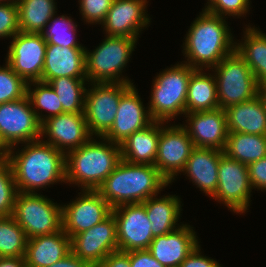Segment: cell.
I'll list each match as a JSON object with an SVG mask.
<instances>
[{"label":"cell","mask_w":266,"mask_h":267,"mask_svg":"<svg viewBox=\"0 0 266 267\" xmlns=\"http://www.w3.org/2000/svg\"><path fill=\"white\" fill-rule=\"evenodd\" d=\"M112 213L116 221L118 250L149 249L154 237L142 203L121 205L113 208Z\"/></svg>","instance_id":"cell-15"},{"label":"cell","mask_w":266,"mask_h":267,"mask_svg":"<svg viewBox=\"0 0 266 267\" xmlns=\"http://www.w3.org/2000/svg\"><path fill=\"white\" fill-rule=\"evenodd\" d=\"M131 267H165L160 264L148 249L130 251Z\"/></svg>","instance_id":"cell-43"},{"label":"cell","mask_w":266,"mask_h":267,"mask_svg":"<svg viewBox=\"0 0 266 267\" xmlns=\"http://www.w3.org/2000/svg\"><path fill=\"white\" fill-rule=\"evenodd\" d=\"M244 30L241 41L235 40V50L250 67L258 84L261 85L266 83V33L249 24Z\"/></svg>","instance_id":"cell-28"},{"label":"cell","mask_w":266,"mask_h":267,"mask_svg":"<svg viewBox=\"0 0 266 267\" xmlns=\"http://www.w3.org/2000/svg\"><path fill=\"white\" fill-rule=\"evenodd\" d=\"M161 121L134 132L120 143L122 160L132 164L154 165L160 138Z\"/></svg>","instance_id":"cell-25"},{"label":"cell","mask_w":266,"mask_h":267,"mask_svg":"<svg viewBox=\"0 0 266 267\" xmlns=\"http://www.w3.org/2000/svg\"><path fill=\"white\" fill-rule=\"evenodd\" d=\"M89 85L85 93L84 116L90 134L99 139L112 127L119 100L133 84L105 82Z\"/></svg>","instance_id":"cell-9"},{"label":"cell","mask_w":266,"mask_h":267,"mask_svg":"<svg viewBox=\"0 0 266 267\" xmlns=\"http://www.w3.org/2000/svg\"><path fill=\"white\" fill-rule=\"evenodd\" d=\"M20 31L16 2L0 4V38H12Z\"/></svg>","instance_id":"cell-39"},{"label":"cell","mask_w":266,"mask_h":267,"mask_svg":"<svg viewBox=\"0 0 266 267\" xmlns=\"http://www.w3.org/2000/svg\"><path fill=\"white\" fill-rule=\"evenodd\" d=\"M92 137L84 113L64 112L41 123L40 139L65 155L79 148ZM43 138H47V140Z\"/></svg>","instance_id":"cell-17"},{"label":"cell","mask_w":266,"mask_h":267,"mask_svg":"<svg viewBox=\"0 0 266 267\" xmlns=\"http://www.w3.org/2000/svg\"><path fill=\"white\" fill-rule=\"evenodd\" d=\"M48 267H93L88 262L78 258L72 252L67 254L61 260L55 262L51 266Z\"/></svg>","instance_id":"cell-45"},{"label":"cell","mask_w":266,"mask_h":267,"mask_svg":"<svg viewBox=\"0 0 266 267\" xmlns=\"http://www.w3.org/2000/svg\"><path fill=\"white\" fill-rule=\"evenodd\" d=\"M27 84L7 63L4 66H0V104L25 97Z\"/></svg>","instance_id":"cell-37"},{"label":"cell","mask_w":266,"mask_h":267,"mask_svg":"<svg viewBox=\"0 0 266 267\" xmlns=\"http://www.w3.org/2000/svg\"><path fill=\"white\" fill-rule=\"evenodd\" d=\"M17 0H0V4L9 3V2H16Z\"/></svg>","instance_id":"cell-50"},{"label":"cell","mask_w":266,"mask_h":267,"mask_svg":"<svg viewBox=\"0 0 266 267\" xmlns=\"http://www.w3.org/2000/svg\"><path fill=\"white\" fill-rule=\"evenodd\" d=\"M147 0H113L107 16L101 23L104 34L138 39L139 33L148 27L151 18L147 14Z\"/></svg>","instance_id":"cell-18"},{"label":"cell","mask_w":266,"mask_h":267,"mask_svg":"<svg viewBox=\"0 0 266 267\" xmlns=\"http://www.w3.org/2000/svg\"><path fill=\"white\" fill-rule=\"evenodd\" d=\"M17 194L12 166L5 157L0 158V217L12 216Z\"/></svg>","instance_id":"cell-36"},{"label":"cell","mask_w":266,"mask_h":267,"mask_svg":"<svg viewBox=\"0 0 266 267\" xmlns=\"http://www.w3.org/2000/svg\"><path fill=\"white\" fill-rule=\"evenodd\" d=\"M147 109L135 85H132L121 96L114 123L103 138L120 144L134 132L147 127L154 121Z\"/></svg>","instance_id":"cell-20"},{"label":"cell","mask_w":266,"mask_h":267,"mask_svg":"<svg viewBox=\"0 0 266 267\" xmlns=\"http://www.w3.org/2000/svg\"><path fill=\"white\" fill-rule=\"evenodd\" d=\"M71 252V238L61 229L50 235L28 239L25 260L27 267H48Z\"/></svg>","instance_id":"cell-24"},{"label":"cell","mask_w":266,"mask_h":267,"mask_svg":"<svg viewBox=\"0 0 266 267\" xmlns=\"http://www.w3.org/2000/svg\"><path fill=\"white\" fill-rule=\"evenodd\" d=\"M161 121L160 138L154 166L171 184L184 170L194 144L181 124L164 125ZM170 126V127H169Z\"/></svg>","instance_id":"cell-12"},{"label":"cell","mask_w":266,"mask_h":267,"mask_svg":"<svg viewBox=\"0 0 266 267\" xmlns=\"http://www.w3.org/2000/svg\"><path fill=\"white\" fill-rule=\"evenodd\" d=\"M20 32L41 34L57 14L55 0H17Z\"/></svg>","instance_id":"cell-30"},{"label":"cell","mask_w":266,"mask_h":267,"mask_svg":"<svg viewBox=\"0 0 266 267\" xmlns=\"http://www.w3.org/2000/svg\"><path fill=\"white\" fill-rule=\"evenodd\" d=\"M65 157L66 183L81 190H97L122 160L120 144L103 137L99 141L92 137Z\"/></svg>","instance_id":"cell-4"},{"label":"cell","mask_w":266,"mask_h":267,"mask_svg":"<svg viewBox=\"0 0 266 267\" xmlns=\"http://www.w3.org/2000/svg\"><path fill=\"white\" fill-rule=\"evenodd\" d=\"M0 267H27L25 257H0Z\"/></svg>","instance_id":"cell-46"},{"label":"cell","mask_w":266,"mask_h":267,"mask_svg":"<svg viewBox=\"0 0 266 267\" xmlns=\"http://www.w3.org/2000/svg\"><path fill=\"white\" fill-rule=\"evenodd\" d=\"M12 217L28 239L54 234L62 229V204L40 193L18 192Z\"/></svg>","instance_id":"cell-8"},{"label":"cell","mask_w":266,"mask_h":267,"mask_svg":"<svg viewBox=\"0 0 266 267\" xmlns=\"http://www.w3.org/2000/svg\"><path fill=\"white\" fill-rule=\"evenodd\" d=\"M56 14L50 19L41 33L47 44L60 45L61 47H83L77 40V24L71 16ZM48 27V28H47Z\"/></svg>","instance_id":"cell-35"},{"label":"cell","mask_w":266,"mask_h":267,"mask_svg":"<svg viewBox=\"0 0 266 267\" xmlns=\"http://www.w3.org/2000/svg\"><path fill=\"white\" fill-rule=\"evenodd\" d=\"M170 183L154 165L132 164L121 160L97 189L111 208L145 202L161 193Z\"/></svg>","instance_id":"cell-3"},{"label":"cell","mask_w":266,"mask_h":267,"mask_svg":"<svg viewBox=\"0 0 266 267\" xmlns=\"http://www.w3.org/2000/svg\"><path fill=\"white\" fill-rule=\"evenodd\" d=\"M82 20L86 24H101L108 14L113 0H78Z\"/></svg>","instance_id":"cell-38"},{"label":"cell","mask_w":266,"mask_h":267,"mask_svg":"<svg viewBox=\"0 0 266 267\" xmlns=\"http://www.w3.org/2000/svg\"><path fill=\"white\" fill-rule=\"evenodd\" d=\"M48 84L54 89L62 104L63 113H84L87 78L66 76L52 79Z\"/></svg>","instance_id":"cell-32"},{"label":"cell","mask_w":266,"mask_h":267,"mask_svg":"<svg viewBox=\"0 0 266 267\" xmlns=\"http://www.w3.org/2000/svg\"><path fill=\"white\" fill-rule=\"evenodd\" d=\"M117 250V230L113 213L97 225L71 238V252L93 267H97L108 254Z\"/></svg>","instance_id":"cell-16"},{"label":"cell","mask_w":266,"mask_h":267,"mask_svg":"<svg viewBox=\"0 0 266 267\" xmlns=\"http://www.w3.org/2000/svg\"><path fill=\"white\" fill-rule=\"evenodd\" d=\"M28 238L12 216L0 217V257H25Z\"/></svg>","instance_id":"cell-34"},{"label":"cell","mask_w":266,"mask_h":267,"mask_svg":"<svg viewBox=\"0 0 266 267\" xmlns=\"http://www.w3.org/2000/svg\"><path fill=\"white\" fill-rule=\"evenodd\" d=\"M226 18L202 9L183 41V56L194 69L210 70L235 50L234 37Z\"/></svg>","instance_id":"cell-2"},{"label":"cell","mask_w":266,"mask_h":267,"mask_svg":"<svg viewBox=\"0 0 266 267\" xmlns=\"http://www.w3.org/2000/svg\"><path fill=\"white\" fill-rule=\"evenodd\" d=\"M258 97L262 101V104L264 106V110L266 111V83L259 85Z\"/></svg>","instance_id":"cell-47"},{"label":"cell","mask_w":266,"mask_h":267,"mask_svg":"<svg viewBox=\"0 0 266 267\" xmlns=\"http://www.w3.org/2000/svg\"><path fill=\"white\" fill-rule=\"evenodd\" d=\"M208 2L206 3V5L204 6L205 8H203V10H205L206 8H208L215 0H207Z\"/></svg>","instance_id":"cell-49"},{"label":"cell","mask_w":266,"mask_h":267,"mask_svg":"<svg viewBox=\"0 0 266 267\" xmlns=\"http://www.w3.org/2000/svg\"><path fill=\"white\" fill-rule=\"evenodd\" d=\"M93 51L86 48V77L89 83H130L131 79L121 75L132 52L137 48L136 38L108 36ZM124 77V78H123Z\"/></svg>","instance_id":"cell-6"},{"label":"cell","mask_w":266,"mask_h":267,"mask_svg":"<svg viewBox=\"0 0 266 267\" xmlns=\"http://www.w3.org/2000/svg\"><path fill=\"white\" fill-rule=\"evenodd\" d=\"M157 197L155 195L142 202L151 222L153 237L171 233L183 225L178 224L183 210L181 198L173 194Z\"/></svg>","instance_id":"cell-27"},{"label":"cell","mask_w":266,"mask_h":267,"mask_svg":"<svg viewBox=\"0 0 266 267\" xmlns=\"http://www.w3.org/2000/svg\"><path fill=\"white\" fill-rule=\"evenodd\" d=\"M78 196L62 205V229L72 238L106 219L112 208L97 190H80Z\"/></svg>","instance_id":"cell-14"},{"label":"cell","mask_w":266,"mask_h":267,"mask_svg":"<svg viewBox=\"0 0 266 267\" xmlns=\"http://www.w3.org/2000/svg\"><path fill=\"white\" fill-rule=\"evenodd\" d=\"M198 240L193 227L185 223L171 233L154 237L148 250L163 266H180L199 245Z\"/></svg>","instance_id":"cell-21"},{"label":"cell","mask_w":266,"mask_h":267,"mask_svg":"<svg viewBox=\"0 0 266 267\" xmlns=\"http://www.w3.org/2000/svg\"><path fill=\"white\" fill-rule=\"evenodd\" d=\"M12 38L5 63L27 83L42 81L47 46L42 34L19 31Z\"/></svg>","instance_id":"cell-13"},{"label":"cell","mask_w":266,"mask_h":267,"mask_svg":"<svg viewBox=\"0 0 266 267\" xmlns=\"http://www.w3.org/2000/svg\"><path fill=\"white\" fill-rule=\"evenodd\" d=\"M250 0H215L205 10L213 15L221 16L223 18L244 17L249 11Z\"/></svg>","instance_id":"cell-40"},{"label":"cell","mask_w":266,"mask_h":267,"mask_svg":"<svg viewBox=\"0 0 266 267\" xmlns=\"http://www.w3.org/2000/svg\"><path fill=\"white\" fill-rule=\"evenodd\" d=\"M86 47H61L47 44L42 82L57 77L87 78L85 64Z\"/></svg>","instance_id":"cell-22"},{"label":"cell","mask_w":266,"mask_h":267,"mask_svg":"<svg viewBox=\"0 0 266 267\" xmlns=\"http://www.w3.org/2000/svg\"><path fill=\"white\" fill-rule=\"evenodd\" d=\"M252 189L266 191V157L248 165Z\"/></svg>","instance_id":"cell-41"},{"label":"cell","mask_w":266,"mask_h":267,"mask_svg":"<svg viewBox=\"0 0 266 267\" xmlns=\"http://www.w3.org/2000/svg\"><path fill=\"white\" fill-rule=\"evenodd\" d=\"M186 125L182 126L193 141L194 147L224 151L228 127L224 109L185 113Z\"/></svg>","instance_id":"cell-19"},{"label":"cell","mask_w":266,"mask_h":267,"mask_svg":"<svg viewBox=\"0 0 266 267\" xmlns=\"http://www.w3.org/2000/svg\"><path fill=\"white\" fill-rule=\"evenodd\" d=\"M97 267H131L130 251H114L108 254Z\"/></svg>","instance_id":"cell-44"},{"label":"cell","mask_w":266,"mask_h":267,"mask_svg":"<svg viewBox=\"0 0 266 267\" xmlns=\"http://www.w3.org/2000/svg\"><path fill=\"white\" fill-rule=\"evenodd\" d=\"M26 95L40 123L63 113L58 95L48 83L42 81L28 82ZM43 110L46 112L48 110L47 115L42 114Z\"/></svg>","instance_id":"cell-33"},{"label":"cell","mask_w":266,"mask_h":267,"mask_svg":"<svg viewBox=\"0 0 266 267\" xmlns=\"http://www.w3.org/2000/svg\"><path fill=\"white\" fill-rule=\"evenodd\" d=\"M224 153L236 161L249 165L266 157V136L228 133Z\"/></svg>","instance_id":"cell-31"},{"label":"cell","mask_w":266,"mask_h":267,"mask_svg":"<svg viewBox=\"0 0 266 267\" xmlns=\"http://www.w3.org/2000/svg\"><path fill=\"white\" fill-rule=\"evenodd\" d=\"M252 190L248 165L224 153L219 160L217 190L211 198L241 215L248 212Z\"/></svg>","instance_id":"cell-10"},{"label":"cell","mask_w":266,"mask_h":267,"mask_svg":"<svg viewBox=\"0 0 266 267\" xmlns=\"http://www.w3.org/2000/svg\"><path fill=\"white\" fill-rule=\"evenodd\" d=\"M214 72L219 108L249 101L258 96L259 84L250 67L234 50L211 70Z\"/></svg>","instance_id":"cell-7"},{"label":"cell","mask_w":266,"mask_h":267,"mask_svg":"<svg viewBox=\"0 0 266 267\" xmlns=\"http://www.w3.org/2000/svg\"><path fill=\"white\" fill-rule=\"evenodd\" d=\"M223 154L224 151L218 149L194 147L182 171L210 198L217 190L219 160Z\"/></svg>","instance_id":"cell-23"},{"label":"cell","mask_w":266,"mask_h":267,"mask_svg":"<svg viewBox=\"0 0 266 267\" xmlns=\"http://www.w3.org/2000/svg\"><path fill=\"white\" fill-rule=\"evenodd\" d=\"M196 69L190 76L186 98V113L219 108L214 74Z\"/></svg>","instance_id":"cell-29"},{"label":"cell","mask_w":266,"mask_h":267,"mask_svg":"<svg viewBox=\"0 0 266 267\" xmlns=\"http://www.w3.org/2000/svg\"><path fill=\"white\" fill-rule=\"evenodd\" d=\"M181 267H222L217 261L201 254L200 244L181 263Z\"/></svg>","instance_id":"cell-42"},{"label":"cell","mask_w":266,"mask_h":267,"mask_svg":"<svg viewBox=\"0 0 266 267\" xmlns=\"http://www.w3.org/2000/svg\"><path fill=\"white\" fill-rule=\"evenodd\" d=\"M23 145L21 150L15 146L9 148L5 156L12 166L18 192L37 193L58 182L66 183L63 152L41 139Z\"/></svg>","instance_id":"cell-1"},{"label":"cell","mask_w":266,"mask_h":267,"mask_svg":"<svg viewBox=\"0 0 266 267\" xmlns=\"http://www.w3.org/2000/svg\"><path fill=\"white\" fill-rule=\"evenodd\" d=\"M41 123L27 95L0 104V144L8 150L18 144L39 140Z\"/></svg>","instance_id":"cell-11"},{"label":"cell","mask_w":266,"mask_h":267,"mask_svg":"<svg viewBox=\"0 0 266 267\" xmlns=\"http://www.w3.org/2000/svg\"><path fill=\"white\" fill-rule=\"evenodd\" d=\"M196 69L178 63L164 69L154 77L148 110L154 121L168 124L186 113V98L191 74Z\"/></svg>","instance_id":"cell-5"},{"label":"cell","mask_w":266,"mask_h":267,"mask_svg":"<svg viewBox=\"0 0 266 267\" xmlns=\"http://www.w3.org/2000/svg\"><path fill=\"white\" fill-rule=\"evenodd\" d=\"M229 133L266 136V111L258 96L225 109Z\"/></svg>","instance_id":"cell-26"},{"label":"cell","mask_w":266,"mask_h":267,"mask_svg":"<svg viewBox=\"0 0 266 267\" xmlns=\"http://www.w3.org/2000/svg\"><path fill=\"white\" fill-rule=\"evenodd\" d=\"M7 150L0 144V158H4L6 156Z\"/></svg>","instance_id":"cell-48"}]
</instances>
